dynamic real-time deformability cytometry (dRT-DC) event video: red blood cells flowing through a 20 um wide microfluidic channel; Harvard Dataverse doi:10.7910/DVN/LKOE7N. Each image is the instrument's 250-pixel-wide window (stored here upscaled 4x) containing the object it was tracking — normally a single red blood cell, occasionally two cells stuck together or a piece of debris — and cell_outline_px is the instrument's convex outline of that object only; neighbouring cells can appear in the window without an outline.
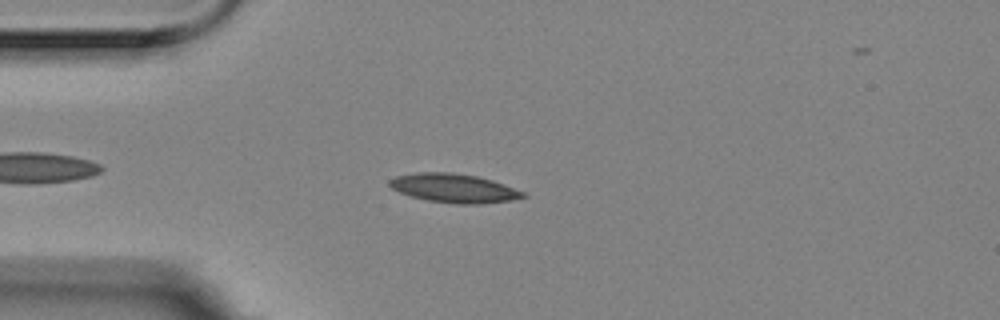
{"species": "Egyptian fruit bat (a non-hibernating species)", "species_latin": "Rousettus aegyptiacus", "temperature_condition": "room temperature", "stored_images_in_passage": 10, "camera_frame_rate_fps": 3000, "um_per_image_px": 0.085, "animal": {"sex": "female"}, "frame": {"image": 1, "passage_image": 7, "time_ms": 2.0, "image_size_px": [1000, 320], "cell_outline_px": [[528, 196], [512, 200], [480, 204], [456, 204], [428, 200], [412, 196], [400, 192], [392, 188], [388, 184], [388, 180], [396, 176], [416, 172], [452, 172], [476, 176], [492, 180], [504, 184], [524, 192]], "centroid_in_image_um": [38.59, 15.99], "position_along_channel_um": 46.4, "area_um2": 22.43}}